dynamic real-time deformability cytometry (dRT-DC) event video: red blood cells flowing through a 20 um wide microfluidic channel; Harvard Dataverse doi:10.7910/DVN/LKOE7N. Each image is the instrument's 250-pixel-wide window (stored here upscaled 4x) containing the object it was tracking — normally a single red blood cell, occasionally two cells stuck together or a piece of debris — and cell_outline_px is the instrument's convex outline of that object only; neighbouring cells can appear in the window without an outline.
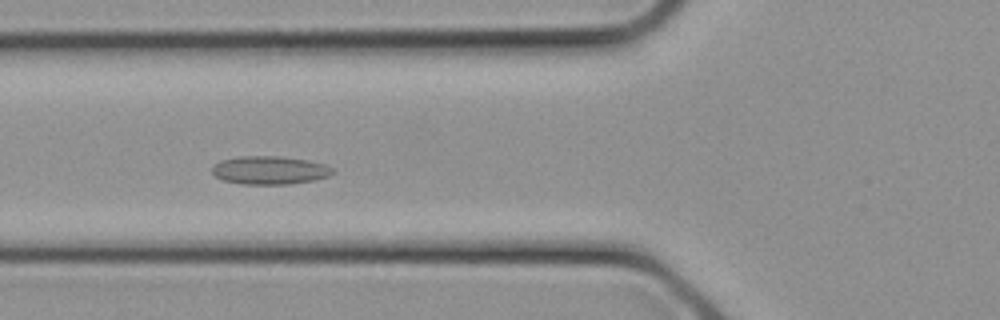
{"species": "common noctule bat (a hibernating species)", "species_latin": "Nyctalus noctula", "temperature_condition": "cold", "stored_images_in_passage": 27, "camera_frame_rate_fps": 3000, "um_per_image_px": 0.085, "animal": {"sex": "female", "body_mass_g": 21.9}, "frame": {"image": 1, "passage_image": 10, "time_ms": 3.0, "image_size_px": [1000, 320], "cell_outline_px": [[336, 172], [328, 176], [316, 180], [288, 184], [240, 184], [224, 180], [216, 176], [212, 172], [212, 168], [220, 160], [236, 156], [276, 156], [308, 160], [324, 164], [332, 168]], "centroid_in_image_um": [22.93, 14.47], "position_along_channel_um": 102.9, "area_um2": 19.88}}
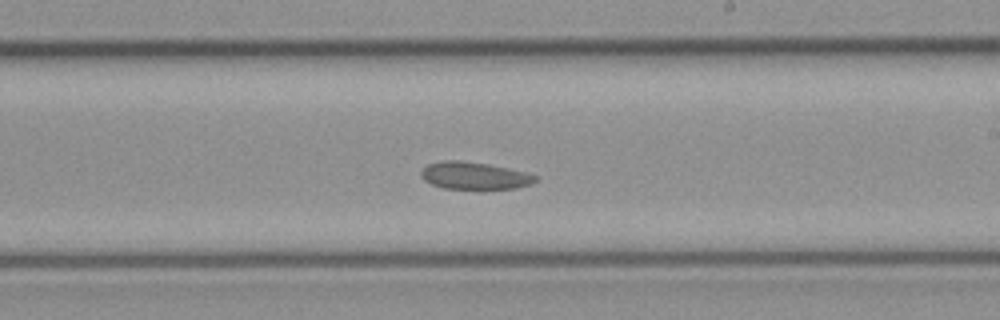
{"frame": {"image": 2, "passage_image": 16, "time_ms": 5.0, "image_size_px": [1000, 320], "cell_outline_px": [[536, 180], [532, 184], [516, 188], [444, 188], [432, 184], [424, 180], [420, 176], [420, 172], [428, 164], [444, 160], [460, 160], [488, 164], [524, 172], [536, 176]], "centroid_in_image_um": [40.28, 14.92], "position_along_channel_um": 248.7, "area_um2": 17.86}}
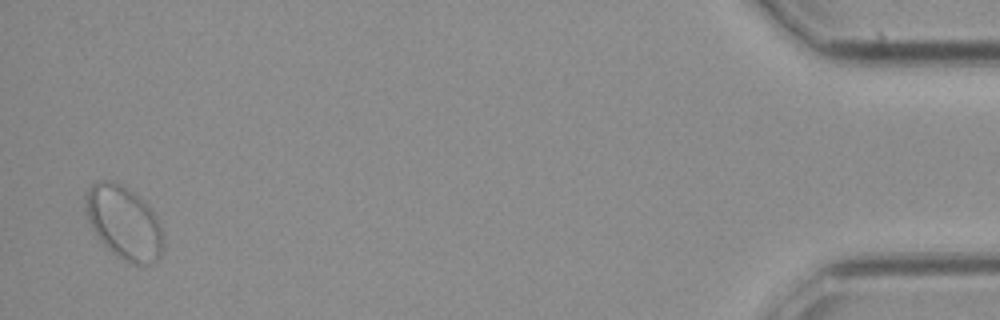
{"frame": {"image": 3, "passage_image": 27, "time_ms": 8.667, "image_size_px": [1000, 320], "cell_outline_px": [[164, 248], [160, 256], [152, 264], [132, 264], [124, 260], [112, 252], [100, 240], [92, 228], [88, 220], [88, 192], [92, 184], [104, 180], [112, 180], [128, 188], [148, 204], [152, 208], [156, 216], [164, 236]], "centroid_in_image_um": [10.61, 18.95], "position_along_channel_um": 424.6, "area_um2": 32.77}}